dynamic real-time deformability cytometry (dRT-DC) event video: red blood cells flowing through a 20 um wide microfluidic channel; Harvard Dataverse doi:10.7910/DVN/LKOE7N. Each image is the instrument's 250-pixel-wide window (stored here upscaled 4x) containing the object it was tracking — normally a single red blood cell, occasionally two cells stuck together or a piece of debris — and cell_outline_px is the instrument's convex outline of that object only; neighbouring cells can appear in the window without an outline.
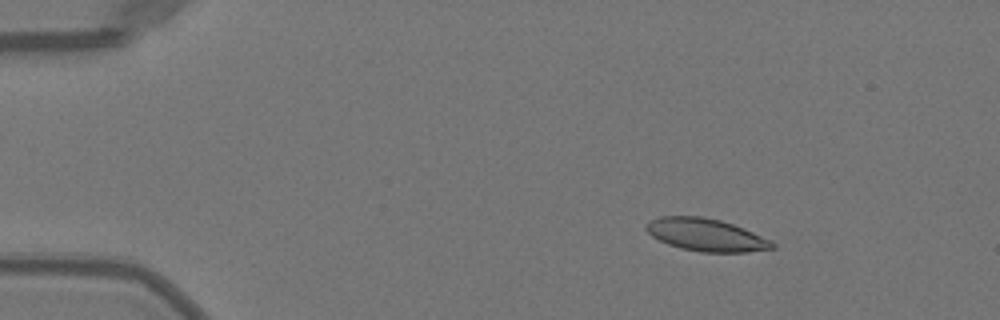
{"species": "Egyptian fruit bat (a non-hibernating species)", "species_latin": "Rousettus aegyptiacus", "temperature_condition": "warm", "stored_images_in_passage": 44, "camera_frame_rate_fps": 3000, "um_per_image_px": 0.085, "animal": {"sex": "female"}, "frame": {"image": 1, "passage_image": 1, "time_ms": 0.0, "image_size_px": [1000, 320], "cell_outline_px": [[776, 248], [748, 252], [700, 252], [680, 248], [668, 244], [652, 236], [644, 228], [652, 220], [660, 216], [704, 216], [720, 220], [744, 228], [772, 240], [776, 244]], "centroid_in_image_um": [60.06, 19.97], "position_along_channel_um": 24.9, "area_um2": 23.99}}
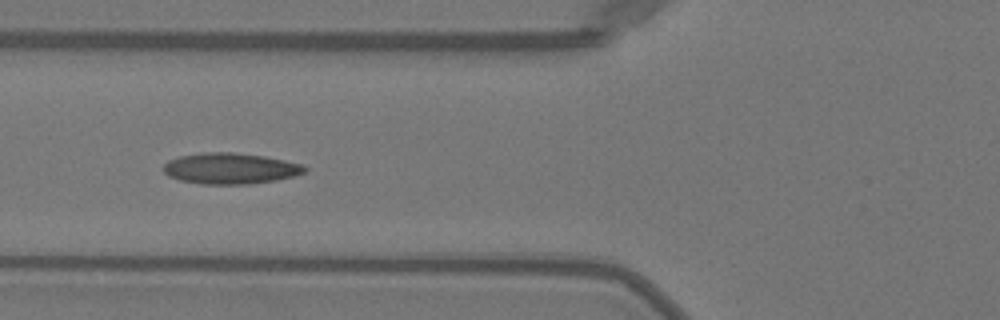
{"frame": {"image": 2, "passage_image": 13, "time_ms": 4.0, "image_size_px": [1000, 320], "cell_outline_px": [[308, 172], [276, 180], [248, 184], [200, 184], [180, 180], [168, 176], [164, 172], [164, 164], [168, 160], [180, 156], [204, 152], [232, 152], [264, 156], [304, 164], [308, 168]], "centroid_in_image_um": [19.6, 14.32], "position_along_channel_um": 106.2, "area_um2": 25.61}}
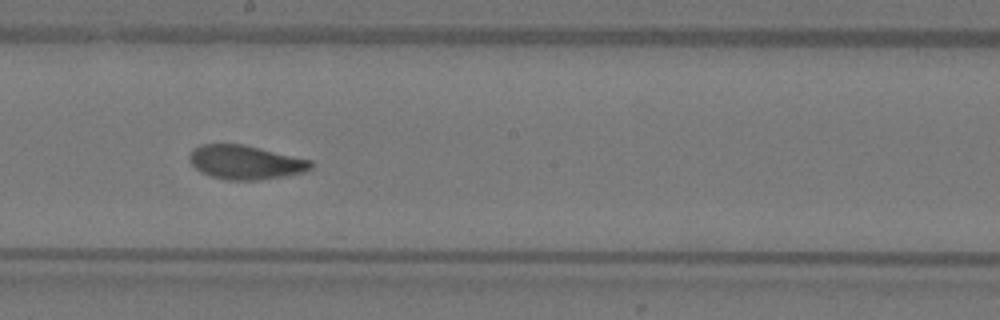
{"frame": {"image": 3, "passage_image": 22, "time_ms": 7.0, "image_size_px": [1000, 320], "cell_outline_px": [[312, 168], [304, 172], [284, 176], [256, 180], [228, 180], [212, 176], [200, 172], [188, 160], [188, 156], [192, 148], [200, 144], [244, 144], [312, 160]], "centroid_in_image_um": [20.84, 13.78], "position_along_channel_um": 227.4, "area_um2": 24.16}, "authors_computed_cell_mechanics": {"area_um2": 24.1893, "velocity_mm_per_s": 4.0375, "shape_relaxation_time_tau1_ms": 5.0654, "shape_relaxation_time_tau2_ms": 1.3708, "deformation_change_tau1": 0.1718, "deformation_change_tau2": 0.0732}}